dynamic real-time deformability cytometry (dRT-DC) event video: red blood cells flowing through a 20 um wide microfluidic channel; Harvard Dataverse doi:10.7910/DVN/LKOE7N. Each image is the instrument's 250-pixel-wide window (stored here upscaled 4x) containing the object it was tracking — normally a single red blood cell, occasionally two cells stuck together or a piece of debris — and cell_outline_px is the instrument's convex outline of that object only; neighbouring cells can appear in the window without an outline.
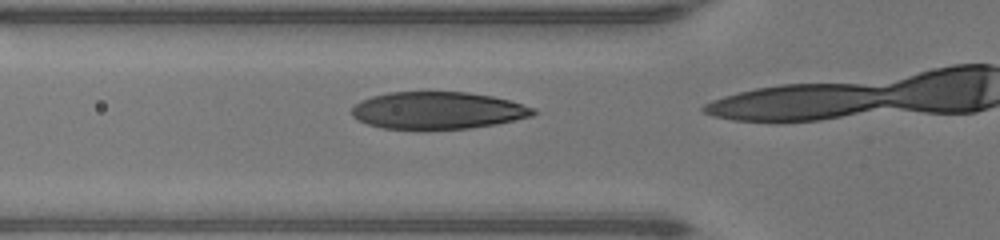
{"species": "human", "species_latin": "Homo sapiens", "temperature_condition": "warm", "stored_images_in_passage": 12, "camera_frame_rate_fps": 3000, "um_per_image_px": 0.085, "donor": {"sex": "male"}, "frame": {"image": 1, "passage_image": 11, "time_ms": 3.333, "image_size_px": [1000, 240], "cell_outline_px": [[536, 112], [532, 116], [496, 124], [468, 128], [420, 132], [380, 128], [356, 120], [352, 116], [352, 108], [360, 100], [372, 96], [388, 92], [468, 92], [492, 96], [508, 100], [536, 108]], "centroid_in_image_um": [37.15, 9.42], "position_along_channel_um": 88.6, "area_um2": 40.34}}